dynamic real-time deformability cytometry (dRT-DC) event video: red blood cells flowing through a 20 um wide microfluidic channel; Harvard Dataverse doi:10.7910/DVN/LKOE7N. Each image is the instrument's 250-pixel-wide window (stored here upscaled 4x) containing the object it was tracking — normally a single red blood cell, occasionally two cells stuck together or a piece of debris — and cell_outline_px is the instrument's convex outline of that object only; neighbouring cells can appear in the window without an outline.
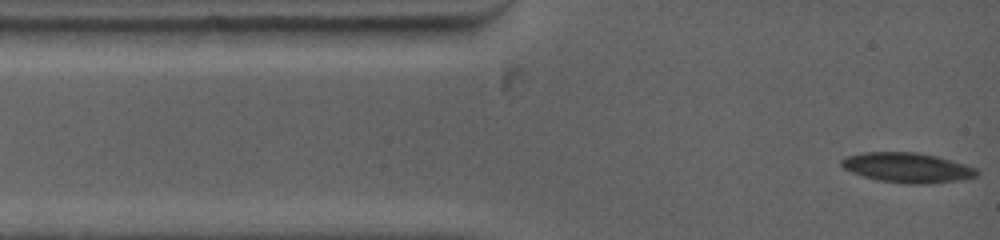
{"species": "common noctule bat (a hibernating species)", "species_latin": "Nyctalus noctula", "temperature_condition": "warm", "stored_images_in_passage": 38, "camera_frame_rate_fps": 5000, "um_per_image_px": 0.085, "animal": {"sex": "female", "body_mass_g": 19.0, "forearm_length_mm": 53.3}, "frame": {"image": 1, "passage_image": 1, "time_ms": 0.0, "image_size_px": [1000, 240], "cell_outline_px": [[980, 172], [976, 176], [960, 180], [928, 184], [908, 184], [880, 180], [864, 176], [852, 172], [844, 168], [840, 164], [840, 160], [844, 156], [864, 152], [916, 152], [936, 156], [952, 160], [976, 168]], "centroid_in_image_um": [77.12, 14.24], "position_along_channel_um": 7.9, "area_um2": 23.58}}
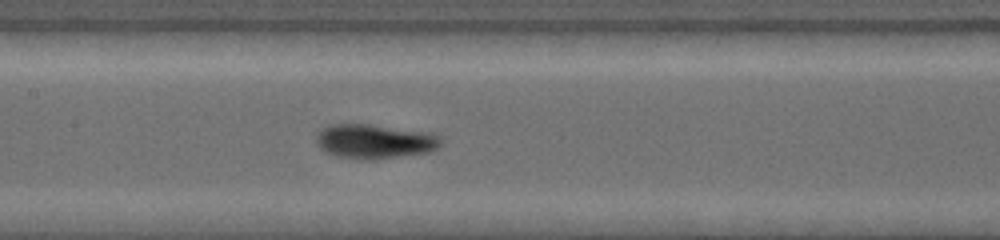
{"frame": {"image": 2, "passage_image": 17, "time_ms": 5.4, "image_size_px": [1000, 240], "cell_outline_px": [[440, 144], [432, 152], [372, 160], [364, 160], [336, 156], [324, 152], [316, 144], [316, 136], [328, 124], [368, 124], [428, 132], [440, 136]], "centroid_in_image_um": [31.82, 12.03], "position_along_channel_um": 175.6, "area_um2": 25.09}}
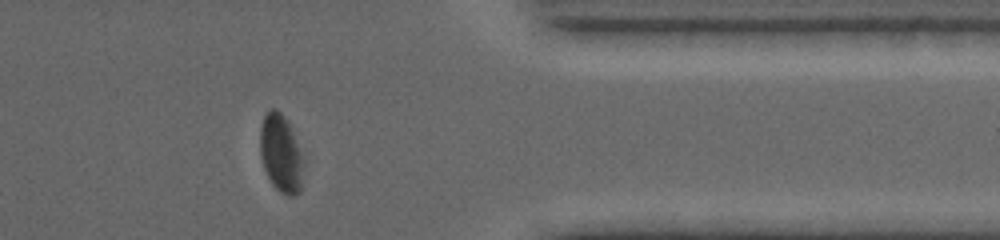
{"frame": {"image": 3, "passage_image": 33, "time_ms": 11.2, "image_size_px": [1000, 240], "cell_outline_px": [[304, 164], [300, 192], [296, 196], [288, 196], [280, 192], [272, 184], [264, 168], [260, 156], [260, 128], [264, 116], [272, 108], [276, 108], [284, 116], [292, 128], [304, 160]], "centroid_in_image_um": [23.89, 13.06], "position_along_channel_um": 387.5, "area_um2": 19.88}, "authors_computed_cell_mechanics": {"area_um2": 23.6402, "velocity_mm_per_s": 3.9072, "shape_relaxation_time_tau1_ms": 3.6985, "shape_relaxation_time_tau2_ms": 1.4549, "deformation_change_tau1": 0.1655, "deformation_change_tau2": 0.0551}}